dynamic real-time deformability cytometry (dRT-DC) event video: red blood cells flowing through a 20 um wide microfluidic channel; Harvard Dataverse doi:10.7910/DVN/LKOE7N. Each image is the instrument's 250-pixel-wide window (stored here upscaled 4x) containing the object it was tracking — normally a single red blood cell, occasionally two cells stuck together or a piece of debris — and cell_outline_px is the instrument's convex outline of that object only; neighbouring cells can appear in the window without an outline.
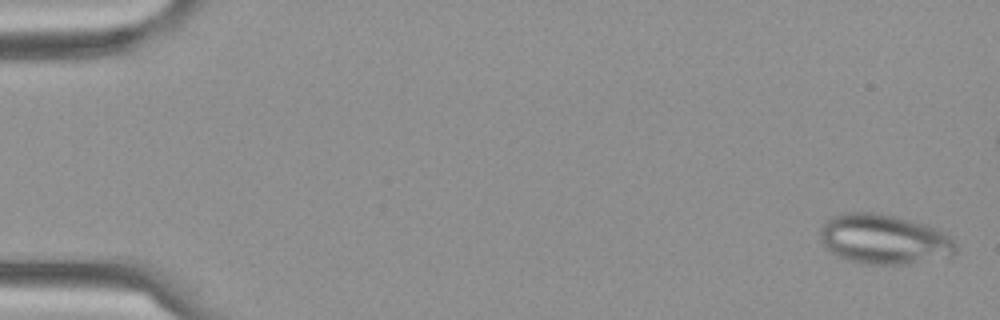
{"species": "Egyptian fruit bat (a non-hibernating species)", "species_latin": "Rousettus aegyptiacus", "temperature_condition": "cold", "stored_images_in_passage": 4, "camera_frame_rate_fps": 3000, "um_per_image_px": 0.085, "frame": {"image": 1, "passage_image": 1, "time_ms": 0.0, "image_size_px": [1000, 320], "cell_outline_px": [[956, 252], [952, 256], [904, 264], [864, 264], [848, 260], [832, 252], [824, 244], [820, 232], [820, 228], [832, 216], [844, 212], [872, 212], [896, 216], [928, 224], [952, 236], [956, 244]], "centroid_in_image_um": [75.2, 20.32], "position_along_channel_um": 9.8, "area_um2": 39.42}}